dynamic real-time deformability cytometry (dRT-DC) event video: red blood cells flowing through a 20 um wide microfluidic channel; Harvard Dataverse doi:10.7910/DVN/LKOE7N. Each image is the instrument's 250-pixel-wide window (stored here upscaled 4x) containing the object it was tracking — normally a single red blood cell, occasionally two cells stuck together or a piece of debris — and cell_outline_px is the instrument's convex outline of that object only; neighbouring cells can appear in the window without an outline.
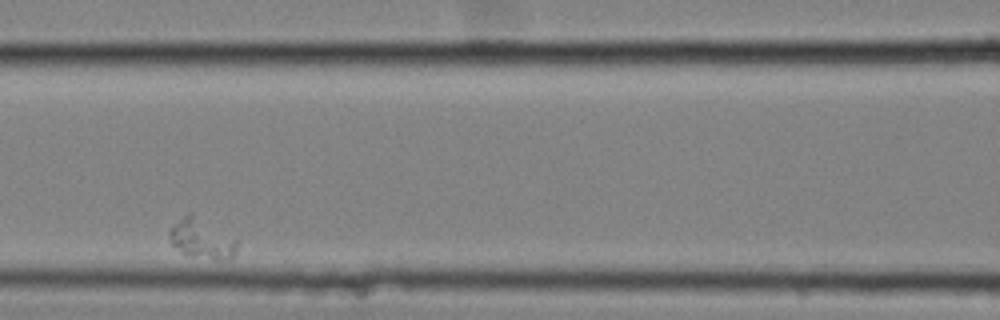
{"species": "common noctule bat (a hibernating species)", "species_latin": "Nyctalus noctula", "temperature_condition": "cold", "stored_images_in_passage": 31, "camera_frame_rate_fps": 3000, "um_per_image_px": 0.085, "animal": {"sex": "female", "body_mass_g": 25.1}, "frame": {"image": 1, "passage_image": 10, "time_ms": 3.0, "image_size_px": [1000, 320], "cell_outline_px": [[236, 252], [232, 256], [216, 260], [188, 256], [172, 244], [168, 236], [168, 232], [188, 212], [192, 212], [236, 240]], "centroid_in_image_um": [17.11, 20.3], "position_along_channel_um": 149.5, "area_um2": 15.14}}
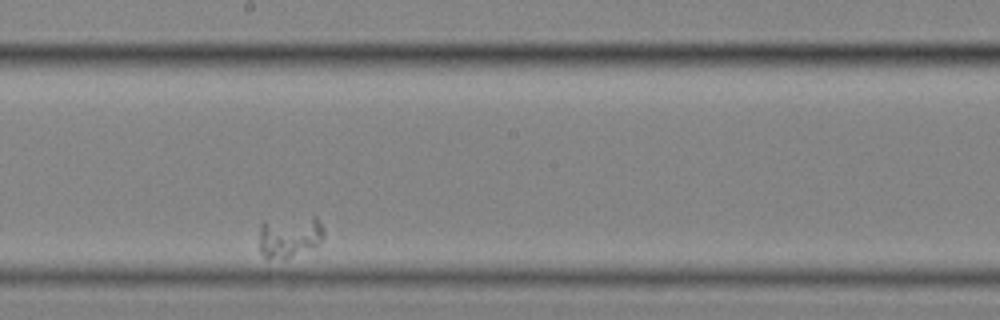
{"frame": {"image": 2, "passage_image": 18, "time_ms": 5.667, "image_size_px": [1000, 320], "cell_outline_px": [[324, 236], [312, 248], [284, 260], [268, 260], [260, 252], [260, 224], [264, 220], [312, 216], [316, 216], [324, 228]], "centroid_in_image_um": [24.59, 20.11], "position_along_channel_um": 223.6, "area_um2": 16.13}}
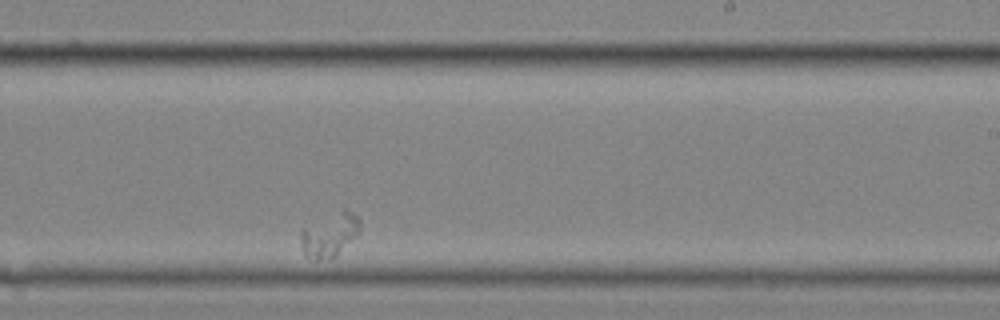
{"frame": {"image": 3, "passage_image": 22, "time_ms": 7.0, "image_size_px": [1000, 320], "cell_outline_px": [[360, 232], [336, 256], [316, 260], [304, 256], [300, 240], [300, 228], [344, 208], [352, 212], [360, 220]], "centroid_in_image_um": [27.99, 19.95], "position_along_channel_um": 261.0, "area_um2": 15.2}}